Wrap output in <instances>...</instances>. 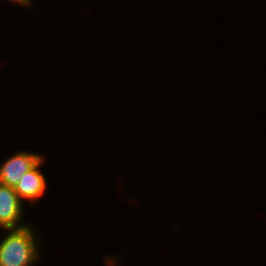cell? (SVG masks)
Listing matches in <instances>:
<instances>
[{"instance_id": "6da1fadb", "label": "cell", "mask_w": 266, "mask_h": 266, "mask_svg": "<svg viewBox=\"0 0 266 266\" xmlns=\"http://www.w3.org/2000/svg\"><path fill=\"white\" fill-rule=\"evenodd\" d=\"M32 223L7 232L0 241V266H35L41 260V237ZM35 264V265H34Z\"/></svg>"}, {"instance_id": "7a4b0ae2", "label": "cell", "mask_w": 266, "mask_h": 266, "mask_svg": "<svg viewBox=\"0 0 266 266\" xmlns=\"http://www.w3.org/2000/svg\"><path fill=\"white\" fill-rule=\"evenodd\" d=\"M24 203L13 187L0 183V229H19L29 224L24 221ZM26 222V223H25Z\"/></svg>"}, {"instance_id": "3957f363", "label": "cell", "mask_w": 266, "mask_h": 266, "mask_svg": "<svg viewBox=\"0 0 266 266\" xmlns=\"http://www.w3.org/2000/svg\"><path fill=\"white\" fill-rule=\"evenodd\" d=\"M44 156L41 153L17 151L0 166V183L15 187L22 175L33 168Z\"/></svg>"}, {"instance_id": "277c9868", "label": "cell", "mask_w": 266, "mask_h": 266, "mask_svg": "<svg viewBox=\"0 0 266 266\" xmlns=\"http://www.w3.org/2000/svg\"><path fill=\"white\" fill-rule=\"evenodd\" d=\"M43 162L44 157L33 168L23 174L14 187L23 203L27 200V203L35 204L45 194L47 180L41 170Z\"/></svg>"}, {"instance_id": "5b68a950", "label": "cell", "mask_w": 266, "mask_h": 266, "mask_svg": "<svg viewBox=\"0 0 266 266\" xmlns=\"http://www.w3.org/2000/svg\"><path fill=\"white\" fill-rule=\"evenodd\" d=\"M7 1H10L11 3H14V4H17V5H19V6H24V7H26L27 6V8L28 7H30L31 8V6H32V1L33 0H7Z\"/></svg>"}]
</instances>
